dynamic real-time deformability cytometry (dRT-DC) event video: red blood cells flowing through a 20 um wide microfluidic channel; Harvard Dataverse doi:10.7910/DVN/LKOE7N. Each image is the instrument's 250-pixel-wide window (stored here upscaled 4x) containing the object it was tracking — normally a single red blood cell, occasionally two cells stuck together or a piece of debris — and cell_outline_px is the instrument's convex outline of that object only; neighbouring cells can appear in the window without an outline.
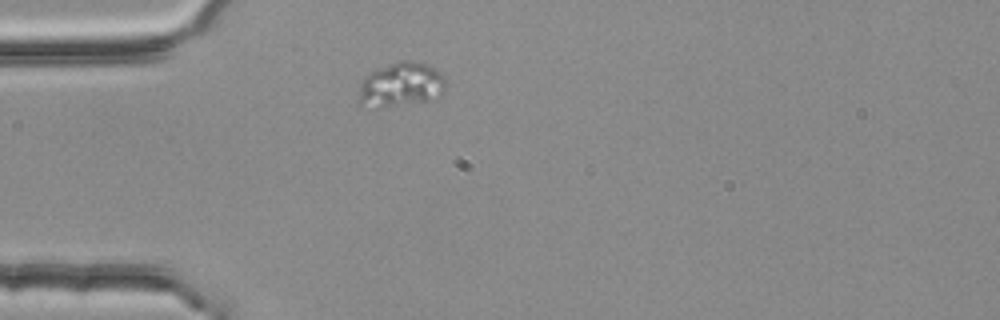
{"species": "common noctule bat (a hibernating species)", "species_latin": "Nyctalus noctula", "temperature_condition": "room temperature", "stored_images_in_passage": 1, "camera_frame_rate_fps": 3000, "um_per_image_px": 0.085, "animal": {"sex": "female", "body_mass_g": 25.1}, "frame": {"image": 1, "passage_image": 1, "time_ms": 0.0, "image_size_px": [1000, 320], "cell_outline_px": [[448, 84], [444, 92], [440, 96], [424, 100], [360, 108], [356, 104], [360, 84], [364, 76], [376, 68], [400, 60], [408, 60], [428, 64], [444, 72]], "centroid_in_image_um": [34.08, 7.15], "position_along_channel_um": 50.9, "area_um2": 22.83}}